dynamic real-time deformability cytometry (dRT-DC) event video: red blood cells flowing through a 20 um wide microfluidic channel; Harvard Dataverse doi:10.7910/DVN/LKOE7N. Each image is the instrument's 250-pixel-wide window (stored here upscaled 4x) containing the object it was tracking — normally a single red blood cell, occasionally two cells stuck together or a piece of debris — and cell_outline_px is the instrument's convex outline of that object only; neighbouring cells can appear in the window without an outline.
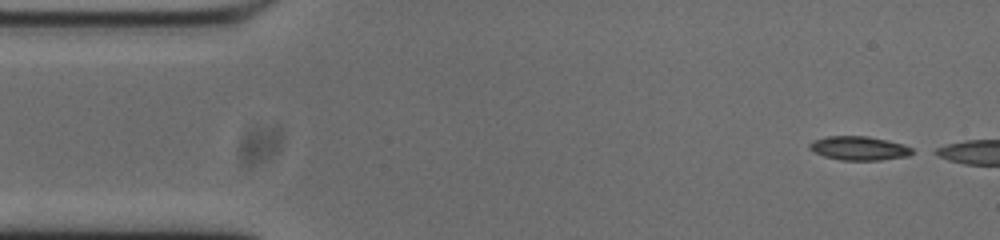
{"species": "common noctule bat (a hibernating species)", "species_latin": "Nyctalus noctula", "temperature_condition": "cold", "stored_images_in_passage": 8, "camera_frame_rate_fps": 3000, "um_per_image_px": 0.085, "animal": {"sex": "male", "body_mass_g": 20.0, "forearm_length_mm": 53.3}, "frame": {"image": 1, "passage_image": 1, "time_ms": 0.0, "image_size_px": [1000, 240], "cell_outline_px": [[916, 152], [908, 156], [880, 160], [840, 160], [824, 156], [808, 148], [808, 144], [812, 140], [828, 136], [868, 136], [888, 140], [904, 144], [912, 148]], "centroid_in_image_um": [73.04, 12.59], "position_along_channel_um": 12.0, "area_um2": 14.45}}